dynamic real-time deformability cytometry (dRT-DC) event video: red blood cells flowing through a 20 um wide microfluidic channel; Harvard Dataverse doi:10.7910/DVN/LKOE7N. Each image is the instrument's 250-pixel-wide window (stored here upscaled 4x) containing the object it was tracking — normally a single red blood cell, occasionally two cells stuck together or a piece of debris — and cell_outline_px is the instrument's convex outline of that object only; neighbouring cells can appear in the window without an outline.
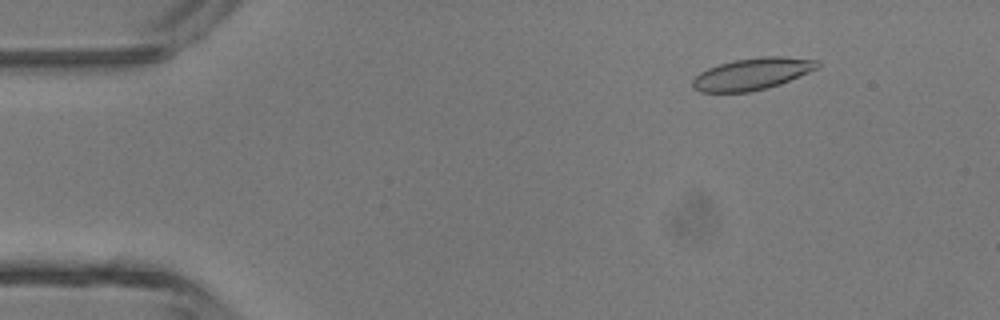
{"species": "common noctule bat (a hibernating species)", "species_latin": "Nyctalus noctula", "temperature_condition": "room temperature", "stored_images_in_passage": 4, "camera_frame_rate_fps": 3000, "um_per_image_px": 0.085, "animal": {"sex": "male", "body_mass_g": 13.3}, "frame": {"image": 1, "passage_image": 2, "time_ms": 1.333, "image_size_px": [1000, 320], "cell_outline_px": [[820, 68], [780, 84], [748, 92], [700, 92], [692, 88], [692, 80], [700, 72], [708, 68], [720, 64], [736, 60], [764, 56], [780, 56], [820, 60]], "centroid_in_image_um": [63.96, 6.28], "position_along_channel_um": 21.0, "area_um2": 23.12}}